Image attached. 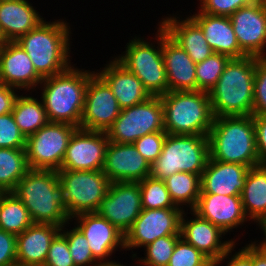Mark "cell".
I'll return each mask as SVG.
<instances>
[{"mask_svg": "<svg viewBox=\"0 0 266 266\" xmlns=\"http://www.w3.org/2000/svg\"><path fill=\"white\" fill-rule=\"evenodd\" d=\"M12 192L27 208L33 223L63 227L70 221L57 171L30 169Z\"/></svg>", "mask_w": 266, "mask_h": 266, "instance_id": "1", "label": "cell"}, {"mask_svg": "<svg viewBox=\"0 0 266 266\" xmlns=\"http://www.w3.org/2000/svg\"><path fill=\"white\" fill-rule=\"evenodd\" d=\"M256 61L254 56L229 60L208 92L214 117L252 115Z\"/></svg>", "mask_w": 266, "mask_h": 266, "instance_id": "2", "label": "cell"}, {"mask_svg": "<svg viewBox=\"0 0 266 266\" xmlns=\"http://www.w3.org/2000/svg\"><path fill=\"white\" fill-rule=\"evenodd\" d=\"M208 140L211 159L259 165L253 115L214 117Z\"/></svg>", "mask_w": 266, "mask_h": 266, "instance_id": "3", "label": "cell"}, {"mask_svg": "<svg viewBox=\"0 0 266 266\" xmlns=\"http://www.w3.org/2000/svg\"><path fill=\"white\" fill-rule=\"evenodd\" d=\"M67 25L59 20L43 21L15 41L28 54L42 79L63 73L71 67L68 60L70 28Z\"/></svg>", "mask_w": 266, "mask_h": 266, "instance_id": "4", "label": "cell"}, {"mask_svg": "<svg viewBox=\"0 0 266 266\" xmlns=\"http://www.w3.org/2000/svg\"><path fill=\"white\" fill-rule=\"evenodd\" d=\"M94 73L70 67L41 81L40 84L44 85L41 98L49 122L67 123L80 128L86 88Z\"/></svg>", "mask_w": 266, "mask_h": 266, "instance_id": "5", "label": "cell"}, {"mask_svg": "<svg viewBox=\"0 0 266 266\" xmlns=\"http://www.w3.org/2000/svg\"><path fill=\"white\" fill-rule=\"evenodd\" d=\"M160 98L167 134L208 136L214 120L208 92L168 91Z\"/></svg>", "mask_w": 266, "mask_h": 266, "instance_id": "6", "label": "cell"}, {"mask_svg": "<svg viewBox=\"0 0 266 266\" xmlns=\"http://www.w3.org/2000/svg\"><path fill=\"white\" fill-rule=\"evenodd\" d=\"M208 136L167 134L150 176L164 180L177 172L201 175L209 160Z\"/></svg>", "mask_w": 266, "mask_h": 266, "instance_id": "7", "label": "cell"}, {"mask_svg": "<svg viewBox=\"0 0 266 266\" xmlns=\"http://www.w3.org/2000/svg\"><path fill=\"white\" fill-rule=\"evenodd\" d=\"M156 47L141 39L131 40L124 55L116 58L123 66L138 77L151 96H161L168 92L167 73L162 55V27L159 25Z\"/></svg>", "mask_w": 266, "mask_h": 266, "instance_id": "8", "label": "cell"}, {"mask_svg": "<svg viewBox=\"0 0 266 266\" xmlns=\"http://www.w3.org/2000/svg\"><path fill=\"white\" fill-rule=\"evenodd\" d=\"M57 173L64 188L66 212L70 219L81 213L97 211L111 183L102 170H59Z\"/></svg>", "mask_w": 266, "mask_h": 266, "instance_id": "9", "label": "cell"}, {"mask_svg": "<svg viewBox=\"0 0 266 266\" xmlns=\"http://www.w3.org/2000/svg\"><path fill=\"white\" fill-rule=\"evenodd\" d=\"M165 131L163 103L160 96H151L135 106L122 109L106 131L114 143H134L144 135Z\"/></svg>", "mask_w": 266, "mask_h": 266, "instance_id": "10", "label": "cell"}, {"mask_svg": "<svg viewBox=\"0 0 266 266\" xmlns=\"http://www.w3.org/2000/svg\"><path fill=\"white\" fill-rule=\"evenodd\" d=\"M78 128L67 123L48 122L26 138L30 169L59 171L72 134Z\"/></svg>", "mask_w": 266, "mask_h": 266, "instance_id": "11", "label": "cell"}, {"mask_svg": "<svg viewBox=\"0 0 266 266\" xmlns=\"http://www.w3.org/2000/svg\"><path fill=\"white\" fill-rule=\"evenodd\" d=\"M182 208L142 209L131 228L124 235V248L145 247L157 238L181 235Z\"/></svg>", "mask_w": 266, "mask_h": 266, "instance_id": "12", "label": "cell"}, {"mask_svg": "<svg viewBox=\"0 0 266 266\" xmlns=\"http://www.w3.org/2000/svg\"><path fill=\"white\" fill-rule=\"evenodd\" d=\"M141 212V190L138 182L110 183L107 195L96 211L124 235Z\"/></svg>", "mask_w": 266, "mask_h": 266, "instance_id": "13", "label": "cell"}, {"mask_svg": "<svg viewBox=\"0 0 266 266\" xmlns=\"http://www.w3.org/2000/svg\"><path fill=\"white\" fill-rule=\"evenodd\" d=\"M108 84L96 73L88 81L80 128L106 132L121 112Z\"/></svg>", "mask_w": 266, "mask_h": 266, "instance_id": "14", "label": "cell"}, {"mask_svg": "<svg viewBox=\"0 0 266 266\" xmlns=\"http://www.w3.org/2000/svg\"><path fill=\"white\" fill-rule=\"evenodd\" d=\"M108 144L106 132L78 128L72 134L60 170H103Z\"/></svg>", "mask_w": 266, "mask_h": 266, "instance_id": "15", "label": "cell"}, {"mask_svg": "<svg viewBox=\"0 0 266 266\" xmlns=\"http://www.w3.org/2000/svg\"><path fill=\"white\" fill-rule=\"evenodd\" d=\"M230 19L240 49L247 56L265 57L266 0L239 8Z\"/></svg>", "mask_w": 266, "mask_h": 266, "instance_id": "16", "label": "cell"}, {"mask_svg": "<svg viewBox=\"0 0 266 266\" xmlns=\"http://www.w3.org/2000/svg\"><path fill=\"white\" fill-rule=\"evenodd\" d=\"M192 212L195 218L188 221L184 219V211L181 215V238L204 254L213 266H217L232 252L235 242L229 240L221 243L220 237L222 238L221 235L225 232L193 210Z\"/></svg>", "mask_w": 266, "mask_h": 266, "instance_id": "17", "label": "cell"}, {"mask_svg": "<svg viewBox=\"0 0 266 266\" xmlns=\"http://www.w3.org/2000/svg\"><path fill=\"white\" fill-rule=\"evenodd\" d=\"M102 171L111 183L140 182L150 176L151 165L133 143L109 141Z\"/></svg>", "mask_w": 266, "mask_h": 266, "instance_id": "18", "label": "cell"}, {"mask_svg": "<svg viewBox=\"0 0 266 266\" xmlns=\"http://www.w3.org/2000/svg\"><path fill=\"white\" fill-rule=\"evenodd\" d=\"M74 217L75 220H79L78 224H80L77 225V228L87 239L97 263L100 265L115 263L104 259L111 256L119 245L124 248V234L96 212L81 213Z\"/></svg>", "mask_w": 266, "mask_h": 266, "instance_id": "19", "label": "cell"}, {"mask_svg": "<svg viewBox=\"0 0 266 266\" xmlns=\"http://www.w3.org/2000/svg\"><path fill=\"white\" fill-rule=\"evenodd\" d=\"M42 80L30 57L17 42L0 45V83L19 90H29L36 88Z\"/></svg>", "mask_w": 266, "mask_h": 266, "instance_id": "20", "label": "cell"}, {"mask_svg": "<svg viewBox=\"0 0 266 266\" xmlns=\"http://www.w3.org/2000/svg\"><path fill=\"white\" fill-rule=\"evenodd\" d=\"M193 211L225 233L248 219L241 195L200 194Z\"/></svg>", "mask_w": 266, "mask_h": 266, "instance_id": "21", "label": "cell"}, {"mask_svg": "<svg viewBox=\"0 0 266 266\" xmlns=\"http://www.w3.org/2000/svg\"><path fill=\"white\" fill-rule=\"evenodd\" d=\"M162 55L168 91H196V63L162 28Z\"/></svg>", "mask_w": 266, "mask_h": 266, "instance_id": "22", "label": "cell"}, {"mask_svg": "<svg viewBox=\"0 0 266 266\" xmlns=\"http://www.w3.org/2000/svg\"><path fill=\"white\" fill-rule=\"evenodd\" d=\"M250 167L211 159L201 174L200 194L241 195Z\"/></svg>", "mask_w": 266, "mask_h": 266, "instance_id": "23", "label": "cell"}, {"mask_svg": "<svg viewBox=\"0 0 266 266\" xmlns=\"http://www.w3.org/2000/svg\"><path fill=\"white\" fill-rule=\"evenodd\" d=\"M63 227L53 224L32 223L16 235L17 264L44 266L52 240Z\"/></svg>", "mask_w": 266, "mask_h": 266, "instance_id": "24", "label": "cell"}, {"mask_svg": "<svg viewBox=\"0 0 266 266\" xmlns=\"http://www.w3.org/2000/svg\"><path fill=\"white\" fill-rule=\"evenodd\" d=\"M106 66L97 74L111 88L121 109L135 106L151 97L141 80L116 58Z\"/></svg>", "mask_w": 266, "mask_h": 266, "instance_id": "25", "label": "cell"}, {"mask_svg": "<svg viewBox=\"0 0 266 266\" xmlns=\"http://www.w3.org/2000/svg\"><path fill=\"white\" fill-rule=\"evenodd\" d=\"M43 21L26 0H0V34L4 42L17 41Z\"/></svg>", "mask_w": 266, "mask_h": 266, "instance_id": "26", "label": "cell"}, {"mask_svg": "<svg viewBox=\"0 0 266 266\" xmlns=\"http://www.w3.org/2000/svg\"><path fill=\"white\" fill-rule=\"evenodd\" d=\"M192 18L201 27L204 37L213 52L225 54L230 58L247 56L239 47L230 17L213 16L198 12Z\"/></svg>", "mask_w": 266, "mask_h": 266, "instance_id": "27", "label": "cell"}, {"mask_svg": "<svg viewBox=\"0 0 266 266\" xmlns=\"http://www.w3.org/2000/svg\"><path fill=\"white\" fill-rule=\"evenodd\" d=\"M160 25L195 63L204 61L214 53L201 27L191 16L182 21L176 17H168Z\"/></svg>", "mask_w": 266, "mask_h": 266, "instance_id": "28", "label": "cell"}, {"mask_svg": "<svg viewBox=\"0 0 266 266\" xmlns=\"http://www.w3.org/2000/svg\"><path fill=\"white\" fill-rule=\"evenodd\" d=\"M241 199L244 212L250 219L259 222L266 216V166L250 167Z\"/></svg>", "mask_w": 266, "mask_h": 266, "instance_id": "29", "label": "cell"}, {"mask_svg": "<svg viewBox=\"0 0 266 266\" xmlns=\"http://www.w3.org/2000/svg\"><path fill=\"white\" fill-rule=\"evenodd\" d=\"M11 113L25 138L49 122L43 102L30 96H17Z\"/></svg>", "mask_w": 266, "mask_h": 266, "instance_id": "30", "label": "cell"}, {"mask_svg": "<svg viewBox=\"0 0 266 266\" xmlns=\"http://www.w3.org/2000/svg\"><path fill=\"white\" fill-rule=\"evenodd\" d=\"M164 182L173 203L177 207L185 203L190 206L191 210L196 207L201 193V175L177 172L164 179Z\"/></svg>", "mask_w": 266, "mask_h": 266, "instance_id": "31", "label": "cell"}, {"mask_svg": "<svg viewBox=\"0 0 266 266\" xmlns=\"http://www.w3.org/2000/svg\"><path fill=\"white\" fill-rule=\"evenodd\" d=\"M30 170L25 149L0 148V189L12 192Z\"/></svg>", "mask_w": 266, "mask_h": 266, "instance_id": "32", "label": "cell"}, {"mask_svg": "<svg viewBox=\"0 0 266 266\" xmlns=\"http://www.w3.org/2000/svg\"><path fill=\"white\" fill-rule=\"evenodd\" d=\"M32 223L27 208L13 192L0 196V229L18 235Z\"/></svg>", "mask_w": 266, "mask_h": 266, "instance_id": "33", "label": "cell"}, {"mask_svg": "<svg viewBox=\"0 0 266 266\" xmlns=\"http://www.w3.org/2000/svg\"><path fill=\"white\" fill-rule=\"evenodd\" d=\"M138 183L142 209L179 208L173 203L164 180L149 176Z\"/></svg>", "mask_w": 266, "mask_h": 266, "instance_id": "34", "label": "cell"}, {"mask_svg": "<svg viewBox=\"0 0 266 266\" xmlns=\"http://www.w3.org/2000/svg\"><path fill=\"white\" fill-rule=\"evenodd\" d=\"M230 59L225 54L214 52L204 61L196 63L197 90L209 92L218 82Z\"/></svg>", "mask_w": 266, "mask_h": 266, "instance_id": "35", "label": "cell"}, {"mask_svg": "<svg viewBox=\"0 0 266 266\" xmlns=\"http://www.w3.org/2000/svg\"><path fill=\"white\" fill-rule=\"evenodd\" d=\"M180 237L181 235H169L157 238L145 246L147 257L139 260V263L144 266H167Z\"/></svg>", "mask_w": 266, "mask_h": 266, "instance_id": "36", "label": "cell"}, {"mask_svg": "<svg viewBox=\"0 0 266 266\" xmlns=\"http://www.w3.org/2000/svg\"><path fill=\"white\" fill-rule=\"evenodd\" d=\"M61 233L68 241V248L75 266H101L96 263L97 261L92 255L87 239L77 227Z\"/></svg>", "mask_w": 266, "mask_h": 266, "instance_id": "37", "label": "cell"}, {"mask_svg": "<svg viewBox=\"0 0 266 266\" xmlns=\"http://www.w3.org/2000/svg\"><path fill=\"white\" fill-rule=\"evenodd\" d=\"M167 266H213V263L180 237Z\"/></svg>", "mask_w": 266, "mask_h": 266, "instance_id": "38", "label": "cell"}, {"mask_svg": "<svg viewBox=\"0 0 266 266\" xmlns=\"http://www.w3.org/2000/svg\"><path fill=\"white\" fill-rule=\"evenodd\" d=\"M26 138L19 130L12 113L0 115V148L25 149Z\"/></svg>", "mask_w": 266, "mask_h": 266, "instance_id": "39", "label": "cell"}, {"mask_svg": "<svg viewBox=\"0 0 266 266\" xmlns=\"http://www.w3.org/2000/svg\"><path fill=\"white\" fill-rule=\"evenodd\" d=\"M252 115H266V56L256 61Z\"/></svg>", "mask_w": 266, "mask_h": 266, "instance_id": "40", "label": "cell"}, {"mask_svg": "<svg viewBox=\"0 0 266 266\" xmlns=\"http://www.w3.org/2000/svg\"><path fill=\"white\" fill-rule=\"evenodd\" d=\"M166 131H158L136 140L133 144L137 151L151 164H153L162 152L166 138Z\"/></svg>", "mask_w": 266, "mask_h": 266, "instance_id": "41", "label": "cell"}, {"mask_svg": "<svg viewBox=\"0 0 266 266\" xmlns=\"http://www.w3.org/2000/svg\"><path fill=\"white\" fill-rule=\"evenodd\" d=\"M44 266H75L68 241L61 231L52 240Z\"/></svg>", "mask_w": 266, "mask_h": 266, "instance_id": "42", "label": "cell"}, {"mask_svg": "<svg viewBox=\"0 0 266 266\" xmlns=\"http://www.w3.org/2000/svg\"><path fill=\"white\" fill-rule=\"evenodd\" d=\"M255 0H201L202 13L213 16H227L230 17L239 8L247 6Z\"/></svg>", "mask_w": 266, "mask_h": 266, "instance_id": "43", "label": "cell"}, {"mask_svg": "<svg viewBox=\"0 0 266 266\" xmlns=\"http://www.w3.org/2000/svg\"><path fill=\"white\" fill-rule=\"evenodd\" d=\"M17 264L16 235L0 229V266Z\"/></svg>", "mask_w": 266, "mask_h": 266, "instance_id": "44", "label": "cell"}, {"mask_svg": "<svg viewBox=\"0 0 266 266\" xmlns=\"http://www.w3.org/2000/svg\"><path fill=\"white\" fill-rule=\"evenodd\" d=\"M259 165L266 166V115H253Z\"/></svg>", "mask_w": 266, "mask_h": 266, "instance_id": "45", "label": "cell"}, {"mask_svg": "<svg viewBox=\"0 0 266 266\" xmlns=\"http://www.w3.org/2000/svg\"><path fill=\"white\" fill-rule=\"evenodd\" d=\"M17 96L13 87L0 83V115L12 112Z\"/></svg>", "mask_w": 266, "mask_h": 266, "instance_id": "46", "label": "cell"}, {"mask_svg": "<svg viewBox=\"0 0 266 266\" xmlns=\"http://www.w3.org/2000/svg\"><path fill=\"white\" fill-rule=\"evenodd\" d=\"M227 266H253V243L235 252Z\"/></svg>", "mask_w": 266, "mask_h": 266, "instance_id": "47", "label": "cell"}, {"mask_svg": "<svg viewBox=\"0 0 266 266\" xmlns=\"http://www.w3.org/2000/svg\"><path fill=\"white\" fill-rule=\"evenodd\" d=\"M253 266H266V249L253 242Z\"/></svg>", "mask_w": 266, "mask_h": 266, "instance_id": "48", "label": "cell"}, {"mask_svg": "<svg viewBox=\"0 0 266 266\" xmlns=\"http://www.w3.org/2000/svg\"><path fill=\"white\" fill-rule=\"evenodd\" d=\"M259 226L261 225V229H263L265 238L263 240V242H261L260 244H258V247H261L263 249H266V216H264L260 221H259Z\"/></svg>", "mask_w": 266, "mask_h": 266, "instance_id": "49", "label": "cell"}, {"mask_svg": "<svg viewBox=\"0 0 266 266\" xmlns=\"http://www.w3.org/2000/svg\"><path fill=\"white\" fill-rule=\"evenodd\" d=\"M101 266H124L123 264H119V263H111V264H102ZM126 266V265H125Z\"/></svg>", "mask_w": 266, "mask_h": 266, "instance_id": "50", "label": "cell"}, {"mask_svg": "<svg viewBox=\"0 0 266 266\" xmlns=\"http://www.w3.org/2000/svg\"><path fill=\"white\" fill-rule=\"evenodd\" d=\"M3 43H4V40H3V38H2V36L0 34V45H2Z\"/></svg>", "mask_w": 266, "mask_h": 266, "instance_id": "51", "label": "cell"}, {"mask_svg": "<svg viewBox=\"0 0 266 266\" xmlns=\"http://www.w3.org/2000/svg\"><path fill=\"white\" fill-rule=\"evenodd\" d=\"M3 193H4V191L0 189V196H1Z\"/></svg>", "mask_w": 266, "mask_h": 266, "instance_id": "52", "label": "cell"}, {"mask_svg": "<svg viewBox=\"0 0 266 266\" xmlns=\"http://www.w3.org/2000/svg\"><path fill=\"white\" fill-rule=\"evenodd\" d=\"M12 266H22V265H20V264H14V265H12Z\"/></svg>", "mask_w": 266, "mask_h": 266, "instance_id": "53", "label": "cell"}]
</instances>
